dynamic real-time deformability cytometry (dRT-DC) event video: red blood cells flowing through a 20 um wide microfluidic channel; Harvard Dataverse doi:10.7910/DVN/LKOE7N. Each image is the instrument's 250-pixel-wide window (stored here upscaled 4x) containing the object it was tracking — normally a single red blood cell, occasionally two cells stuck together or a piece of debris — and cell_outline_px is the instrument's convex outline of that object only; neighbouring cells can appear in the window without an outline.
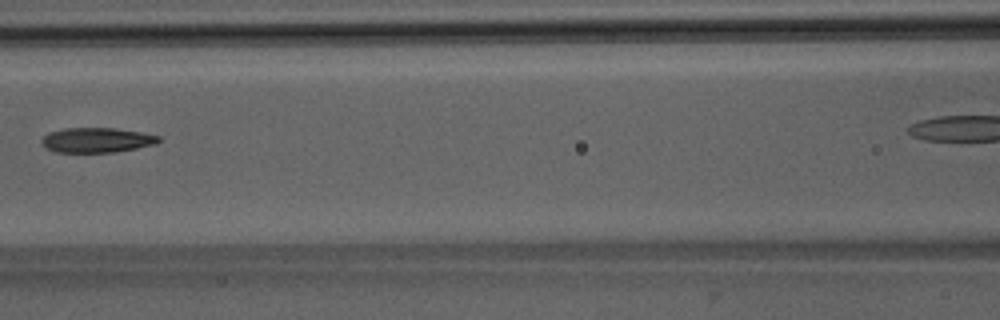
{"species": "Egyptian fruit bat (a non-hibernating species)", "species_latin": "Rousettus aegyptiacus", "temperature_condition": "room temperature", "stored_images_in_passage": 7, "camera_frame_rate_fps": 3000, "um_per_image_px": 0.085, "animal": {"sex": "male"}, "frame": {"image": 1, "passage_image": 6, "time_ms": 6.667, "image_size_px": [1000, 320], "cell_outline_px": [[160, 140], [156, 144], [116, 152], [56, 152], [44, 148], [40, 140], [48, 132], [64, 128], [112, 128], [140, 132], [160, 136]], "centroid_in_image_um": [8.18, 11.91], "position_along_channel_um": 158.4, "area_um2": 16.99}}